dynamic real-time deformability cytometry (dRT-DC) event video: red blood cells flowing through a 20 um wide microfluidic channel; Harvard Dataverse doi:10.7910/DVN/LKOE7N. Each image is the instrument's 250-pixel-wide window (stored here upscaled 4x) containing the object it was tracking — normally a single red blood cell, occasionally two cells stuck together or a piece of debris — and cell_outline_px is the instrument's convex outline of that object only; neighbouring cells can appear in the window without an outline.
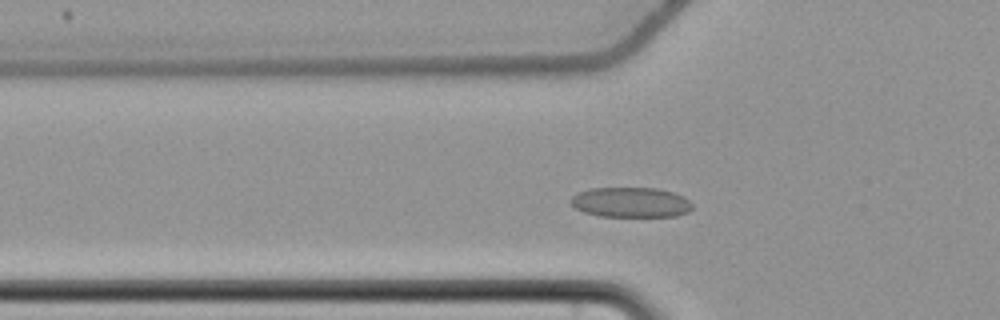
{"species": "common noctule bat (a hibernating species)", "species_latin": "Nyctalus noctula", "temperature_condition": "cold", "stored_images_in_passage": 50, "camera_frame_rate_fps": 3000, "um_per_image_px": 0.085, "animal": {"sex": "female", "body_mass_g": 22.7, "forearm_length_mm": 54.2}, "frame": {"image": 1, "passage_image": 13, "time_ms": 4.0, "image_size_px": [1000, 320], "cell_outline_px": [[692, 208], [688, 212], [676, 216], [600, 216], [584, 212], [576, 208], [572, 204], [572, 196], [576, 192], [592, 188], [656, 188], [672, 192], [684, 196], [692, 204]], "centroid_in_image_um": [53.62, 17.19], "position_along_channel_um": 72.2, "area_um2": 21.21}}
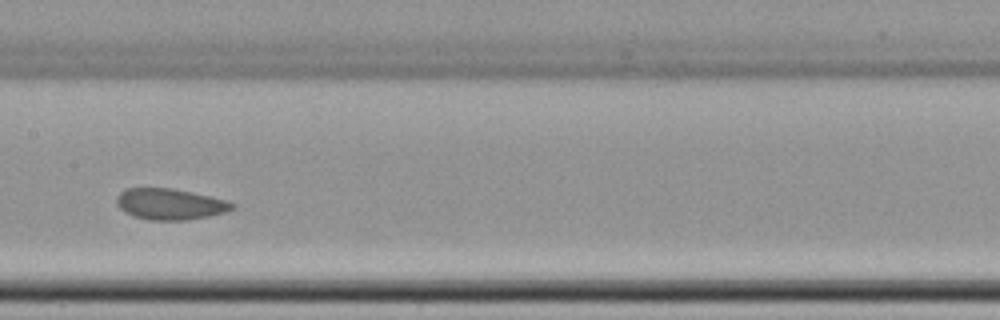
{"frame": {"image": 2, "passage_image": 23, "time_ms": 7.333, "image_size_px": [1000, 320], "cell_outline_px": [[236, 208], [224, 212], [208, 216], [188, 220], [148, 220], [132, 216], [124, 212], [120, 208], [116, 200], [116, 196], [124, 188], [172, 188], [192, 192], [228, 200], [236, 204]], "centroid_in_image_um": [14.45, 17.35], "position_along_channel_um": 192.9, "area_um2": 21.15}}
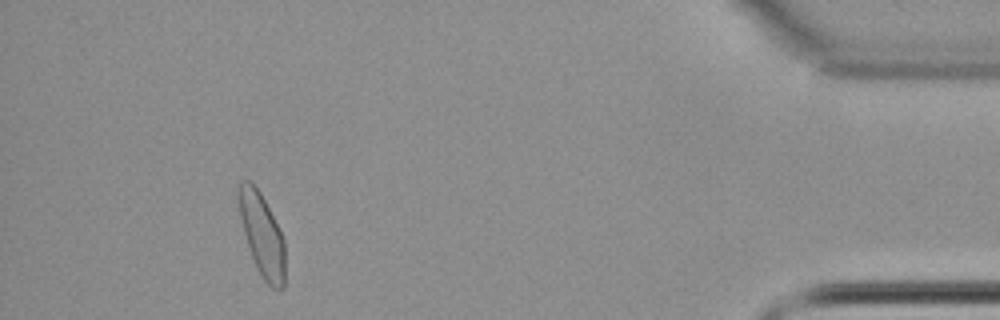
{"frame": {"image": 3, "passage_image": 46, "time_ms": 15.0, "image_size_px": [1000, 320], "cell_outline_px": [[284, 288], [280, 292], [272, 288], [260, 276], [256, 268], [244, 232], [240, 216], [236, 196], [236, 188], [244, 180], [252, 180], [260, 192], [284, 240]], "centroid_in_image_um": [22.25, 19.96], "position_along_channel_um": 413.0, "area_um2": 22.31}, "authors_computed_cell_mechanics": {"area_um2": 21.6461, "velocity_mm_per_s": 3.6627, "shape_relaxation_time_tau1_ms": null, "shape_relaxation_time_tau2_ms": 2.781, "deformation_change_tau1": null, "deformation_change_tau2": 0.0621}}